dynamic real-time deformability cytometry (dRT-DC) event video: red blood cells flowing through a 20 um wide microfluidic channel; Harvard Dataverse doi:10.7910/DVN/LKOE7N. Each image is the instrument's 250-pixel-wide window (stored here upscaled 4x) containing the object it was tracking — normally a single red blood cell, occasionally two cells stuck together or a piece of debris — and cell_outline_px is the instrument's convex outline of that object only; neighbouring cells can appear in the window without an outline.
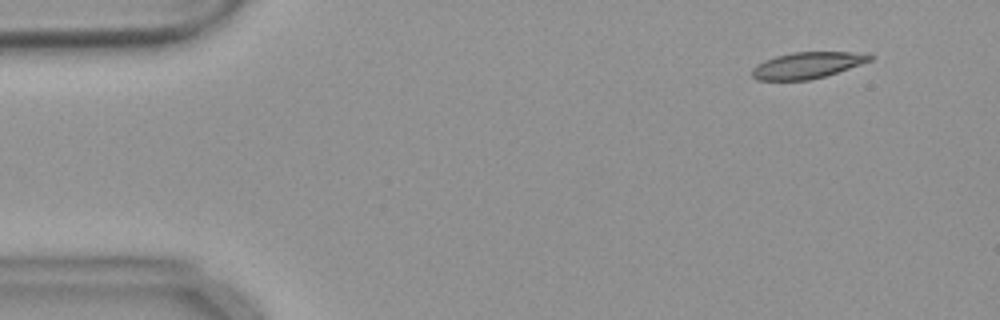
{"species": "common noctule bat (a hibernating species)", "species_latin": "Nyctalus noctula", "temperature_condition": "warm", "stored_images_in_passage": 14, "camera_frame_rate_fps": 3000, "um_per_image_px": 0.085, "animal": {"sex": "female", "body_mass_g": 18.4}, "frame": {"image": 1, "passage_image": 5, "time_ms": 1.333, "image_size_px": [1000, 320], "cell_outline_px": [[876, 56], [872, 60], [824, 76], [808, 80], [756, 80], [752, 76], [752, 68], [756, 64], [764, 60], [776, 56], [792, 52], [868, 52]], "centroid_in_image_um": [68.63, 5.53], "position_along_channel_um": 16.4, "area_um2": 18.15}}